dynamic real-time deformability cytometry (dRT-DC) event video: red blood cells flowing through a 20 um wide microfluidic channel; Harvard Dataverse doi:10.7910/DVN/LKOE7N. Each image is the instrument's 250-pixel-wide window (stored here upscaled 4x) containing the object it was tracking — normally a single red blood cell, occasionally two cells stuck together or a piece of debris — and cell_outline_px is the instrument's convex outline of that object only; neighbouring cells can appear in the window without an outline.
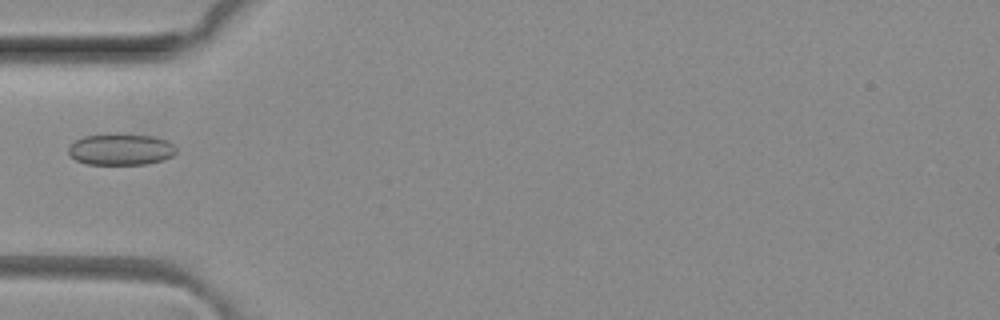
{"species": "common noctule bat (a hibernating species)", "species_latin": "Nyctalus noctula", "temperature_condition": "room temperature", "stored_images_in_passage": 5, "camera_frame_rate_fps": 3000, "um_per_image_px": 0.085, "animal": {"sex": "female", "body_mass_g": 29.2, "forearm_length_mm": 56.3}, "frame": {"image": 1, "passage_image": 4, "time_ms": 1.0, "image_size_px": [1000, 320], "cell_outline_px": [[176, 152], [172, 156], [164, 160], [148, 164], [88, 164], [76, 160], [68, 152], [68, 148], [76, 140], [84, 136], [116, 132], [156, 136], [168, 140], [176, 148]], "centroid_in_image_um": [10.31, 12.67], "position_along_channel_um": 74.7, "area_um2": 20.17}}
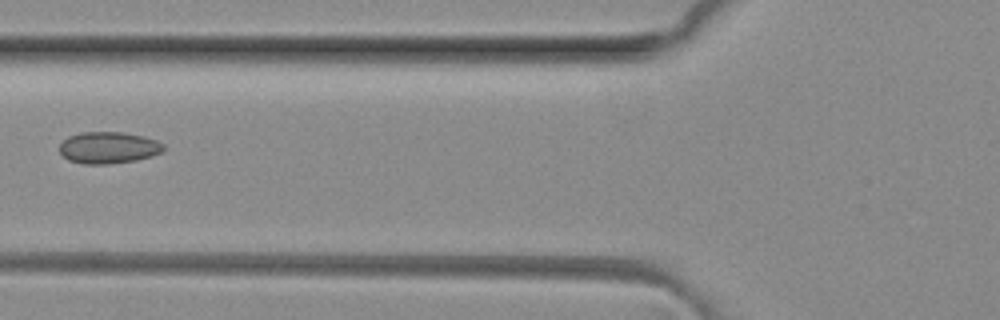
{"frame": {"image": 2, "passage_image": 5, "time_ms": 1.333, "image_size_px": [1000, 320], "cell_outline_px": [[164, 152], [152, 156], [136, 160], [108, 164], [84, 164], [68, 160], [60, 152], [60, 144], [68, 136], [84, 132], [124, 132], [144, 136], [156, 140], [164, 144]], "centroid_in_image_um": [9.25, 12.55], "position_along_channel_um": 116.6, "area_um2": 19.31}}